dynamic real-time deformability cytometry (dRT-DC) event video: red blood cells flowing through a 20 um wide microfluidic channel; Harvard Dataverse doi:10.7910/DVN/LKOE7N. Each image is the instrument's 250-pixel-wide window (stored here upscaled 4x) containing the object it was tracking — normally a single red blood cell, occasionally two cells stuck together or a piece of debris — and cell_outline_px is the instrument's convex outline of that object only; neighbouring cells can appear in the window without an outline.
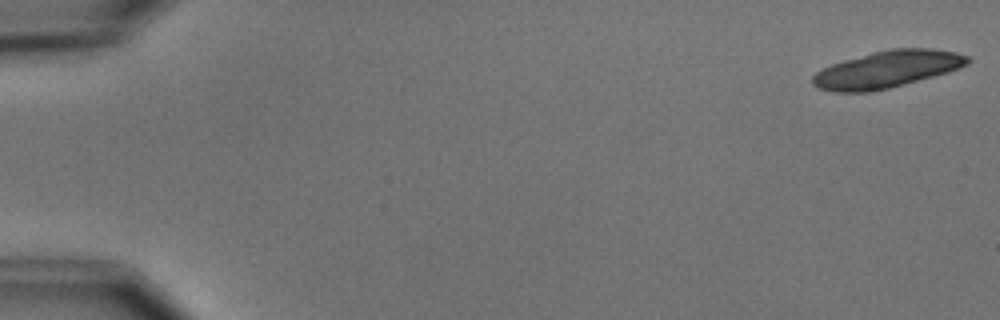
{"species": "common noctule bat (a hibernating species)", "species_latin": "Nyctalus noctula", "temperature_condition": "cold", "stored_images_in_passage": 10, "camera_frame_rate_fps": 3000, "um_per_image_px": 0.085, "animal": {"sex": "male", "body_mass_g": 15.6}, "frame": {"image": 1, "passage_image": 1, "time_ms": 0.0, "image_size_px": [1000, 320], "cell_outline_px": [[972, 60], [968, 64], [960, 68], [948, 72], [904, 84], [872, 92], [836, 92], [820, 88], [812, 84], [812, 76], [816, 72], [832, 64], [844, 60], [872, 52], [892, 48], [932, 48], [956, 52], [968, 56]], "centroid_in_image_um": [75.43, 5.88], "position_along_channel_um": 9.6, "area_um2": 33.29}}
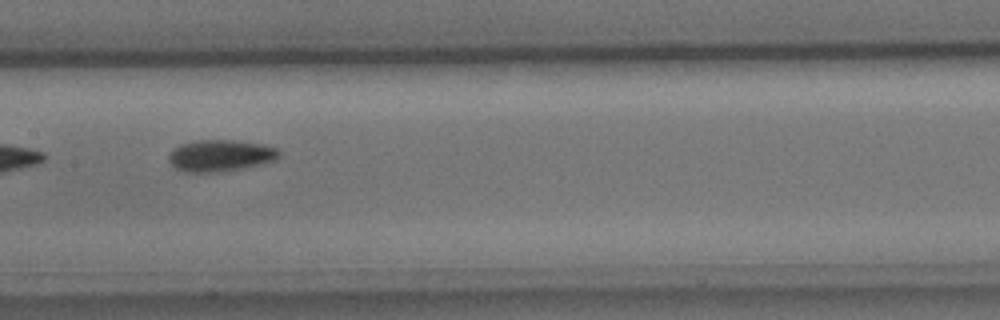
{"frame": {"image": 2, "passage_image": 8, "time_ms": 9.0, "image_size_px": [1000, 320], "cell_outline_px": [[280, 156], [276, 160], [244, 168], [216, 172], [184, 172], [176, 168], [168, 160], [168, 156], [180, 144], [200, 140], [232, 140], [264, 144], [276, 148], [280, 152]], "centroid_in_image_um": [18.76, 13.23], "position_along_channel_um": 188.6, "area_um2": 20.23}}
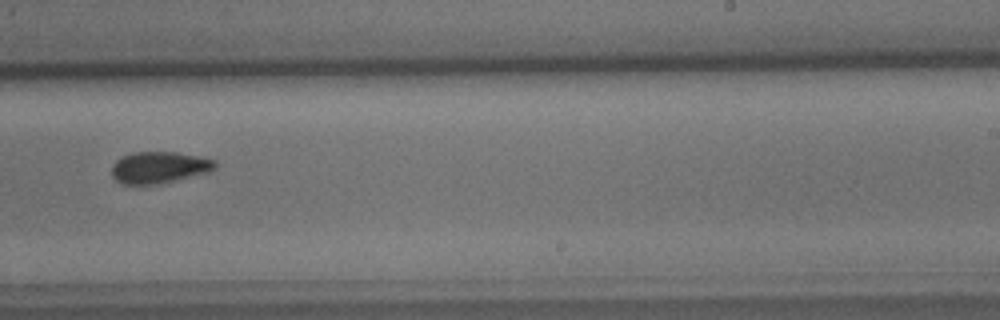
{"frame": {"image": 3, "passage_image": 10, "time_ms": 11.333, "image_size_px": [1000, 320], "cell_outline_px": [[216, 168], [208, 172], [160, 184], [124, 184], [116, 180], [112, 176], [112, 164], [116, 160], [132, 152], [176, 152], [216, 160]], "centroid_in_image_um": [13.52, 14.23], "position_along_channel_um": 275.5, "area_um2": 18.96}}